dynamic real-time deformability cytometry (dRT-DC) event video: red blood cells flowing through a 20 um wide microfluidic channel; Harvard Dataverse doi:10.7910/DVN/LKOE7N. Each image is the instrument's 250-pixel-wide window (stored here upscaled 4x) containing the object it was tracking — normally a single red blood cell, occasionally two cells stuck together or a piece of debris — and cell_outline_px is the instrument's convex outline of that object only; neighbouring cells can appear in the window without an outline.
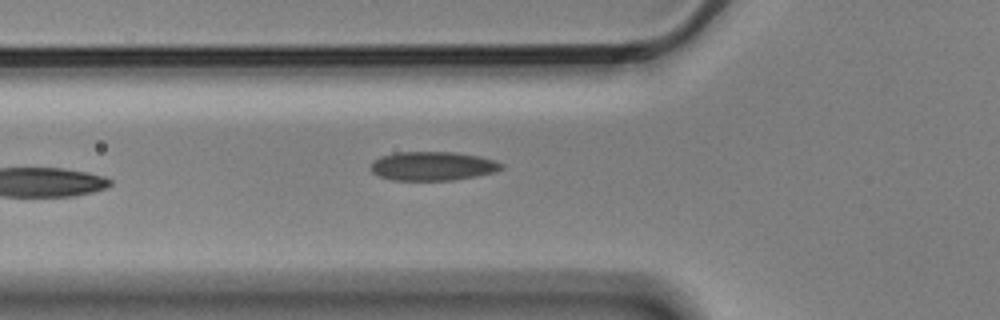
{"species": "Egyptian fruit bat (a non-hibernating species)", "species_latin": "Rousettus aegyptiacus", "temperature_condition": "cold", "stored_images_in_passage": 3, "camera_frame_rate_fps": 3000, "um_per_image_px": 0.085, "animal": {"sex": "male"}, "frame": {"image": 1, "passage_image": 3, "time_ms": 0.667, "image_size_px": [1000, 320], "cell_outline_px": [[504, 168], [496, 172], [476, 176], [452, 180], [392, 180], [380, 176], [372, 172], [372, 160], [380, 156], [400, 152], [452, 152], [480, 156], [504, 164]], "centroid_in_image_um": [36.8, 14.11], "position_along_channel_um": 89.0, "area_um2": 21.96}}